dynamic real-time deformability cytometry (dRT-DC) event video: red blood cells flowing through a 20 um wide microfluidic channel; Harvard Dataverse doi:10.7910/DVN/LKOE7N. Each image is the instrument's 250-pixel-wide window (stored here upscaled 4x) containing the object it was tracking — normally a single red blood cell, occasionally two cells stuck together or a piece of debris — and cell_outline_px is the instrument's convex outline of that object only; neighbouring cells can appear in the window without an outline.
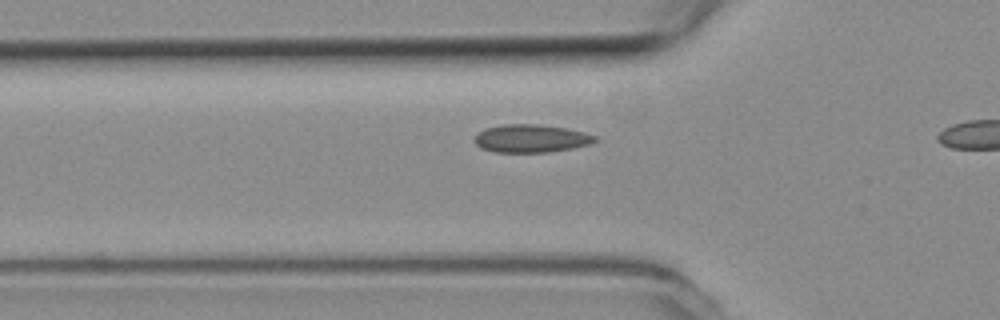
{"species": "common noctule bat (a hibernating species)", "species_latin": "Nyctalus noctula", "temperature_condition": "room temperature", "stored_images_in_passage": 8, "camera_frame_rate_fps": 3000, "um_per_image_px": 0.085, "animal": {"sex": "female", "body_mass_g": 19.3, "forearm_length_mm": 54.1}, "frame": {"image": 1, "passage_image": 6, "time_ms": 1.667, "image_size_px": [1000, 320], "cell_outline_px": [[596, 140], [588, 144], [572, 148], [548, 152], [496, 152], [480, 148], [476, 144], [476, 136], [484, 128], [500, 124], [540, 124], [564, 128], [584, 132], [596, 136]], "centroid_in_image_um": [45.11, 11.76], "position_along_channel_um": 80.7, "area_um2": 19.48}}